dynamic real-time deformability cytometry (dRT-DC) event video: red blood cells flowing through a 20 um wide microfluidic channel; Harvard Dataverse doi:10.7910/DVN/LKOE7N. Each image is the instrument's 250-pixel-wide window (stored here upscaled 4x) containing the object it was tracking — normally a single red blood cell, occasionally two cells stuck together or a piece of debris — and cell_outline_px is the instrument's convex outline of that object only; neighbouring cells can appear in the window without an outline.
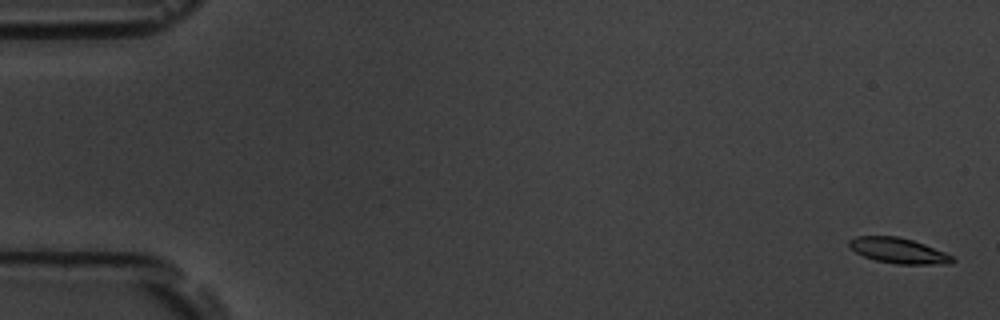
{"species": "common noctule bat (a hibernating species)", "species_latin": "Nyctalus noctula", "temperature_condition": "room temperature", "stored_images_in_passage": 58, "camera_frame_rate_fps": 3000, "um_per_image_px": 0.085, "animal": {"sex": "male", "body_mass_g": 19.5, "forearm_length_mm": 54.6}, "frame": {"image": 1, "passage_image": 1, "time_ms": 0.0, "image_size_px": [1000, 320], "cell_outline_px": [[956, 260], [952, 264], [896, 264], [876, 260], [864, 256], [848, 248], [848, 240], [856, 236], [896, 236], [912, 240], [924, 244], [944, 252], [952, 256]], "centroid_in_image_um": [76.35, 21.3], "position_along_channel_um": 8.7, "area_um2": 15.32}}
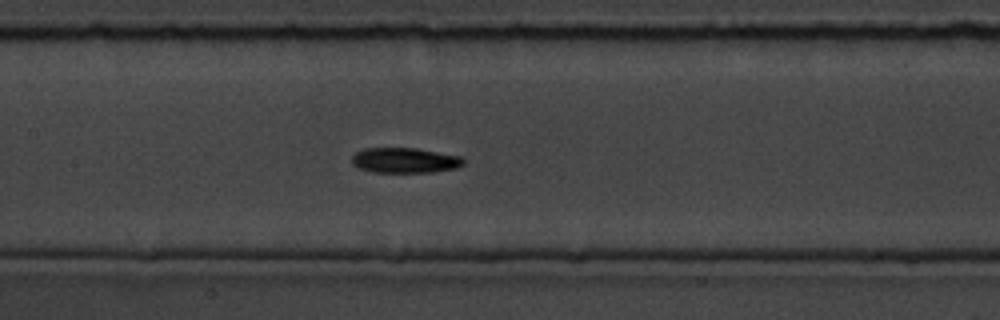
{"frame": {"image": 2, "passage_image": 27, "time_ms": 8.667, "image_size_px": [1000, 320], "cell_outline_px": [[464, 164], [456, 168], [432, 172], [376, 172], [360, 168], [352, 164], [352, 156], [356, 152], [364, 148], [416, 148], [460, 156], [464, 160]], "centroid_in_image_um": [34.41, 13.62], "position_along_channel_um": 173.0, "area_um2": 16.3}}
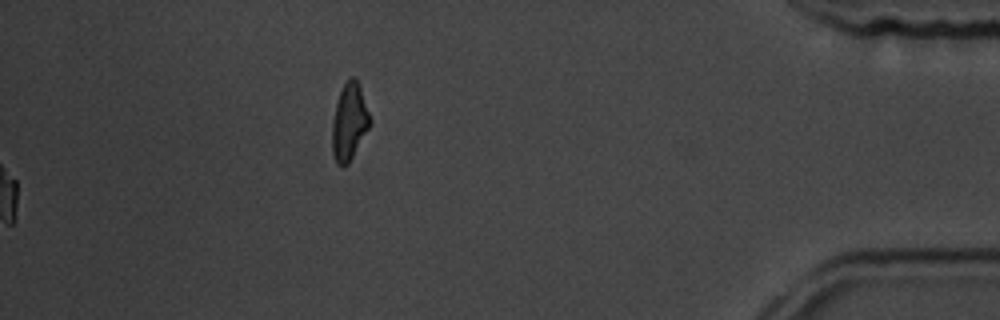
{"frame": {"image": 3, "passage_image": 58, "time_ms": 19.0, "image_size_px": [1000, 320], "cell_outline_px": [[372, 124], [348, 164], [340, 168], [336, 164], [332, 152], [332, 120], [336, 104], [340, 92], [344, 84], [352, 76], [356, 76], [372, 120]], "centroid_in_image_um": [29.7, 10.39], "position_along_channel_um": 405.5, "area_um2": 17.17}, "authors_computed_cell_mechanics": {"area_um2": 16.0973, "velocity_mm_per_s": 3.5859, "shape_relaxation_time_tau1_ms": 2.8226, "shape_relaxation_time_tau2_ms": 4.5485, "deformation_change_tau1": 0.1353, "deformation_change_tau2": 0.0978}}